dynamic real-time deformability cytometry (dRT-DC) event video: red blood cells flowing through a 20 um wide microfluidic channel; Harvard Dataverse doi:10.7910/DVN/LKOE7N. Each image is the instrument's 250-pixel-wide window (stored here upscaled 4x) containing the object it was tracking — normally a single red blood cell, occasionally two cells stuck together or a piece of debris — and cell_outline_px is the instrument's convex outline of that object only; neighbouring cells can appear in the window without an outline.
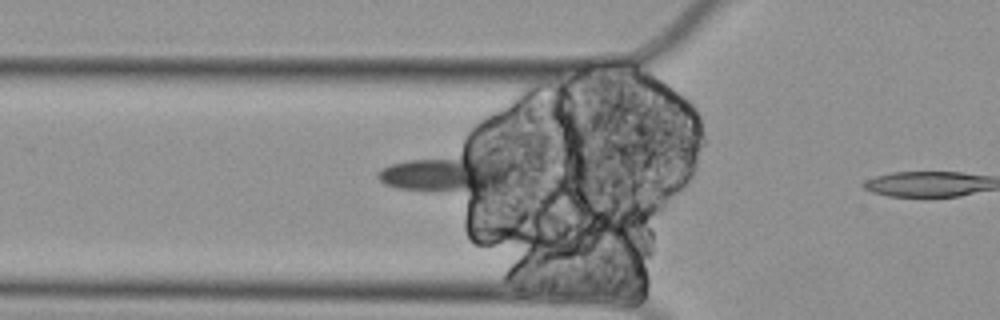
{"species": "Egyptian fruit bat (a non-hibernating species)", "species_latin": "Rousettus aegyptiacus", "temperature_condition": "cold", "stored_images_in_passage": 6, "camera_frame_rate_fps": 3000, "um_per_image_px": 0.085, "animal": {"sex": "female"}, "frame": {"image": 1, "passage_image": 5, "time_ms": 1.333, "image_size_px": [1000, 320], "cell_outline_px": [[508, 180], [504, 184], [440, 192], [428, 192], [396, 188], [384, 184], [376, 176], [376, 172], [380, 168], [392, 164], [408, 160], [464, 156], [480, 156], [500, 164], [508, 168]], "centroid_in_image_um": [37.71, 14.79], "position_along_channel_um": 88.1, "area_um2": 26.59}}